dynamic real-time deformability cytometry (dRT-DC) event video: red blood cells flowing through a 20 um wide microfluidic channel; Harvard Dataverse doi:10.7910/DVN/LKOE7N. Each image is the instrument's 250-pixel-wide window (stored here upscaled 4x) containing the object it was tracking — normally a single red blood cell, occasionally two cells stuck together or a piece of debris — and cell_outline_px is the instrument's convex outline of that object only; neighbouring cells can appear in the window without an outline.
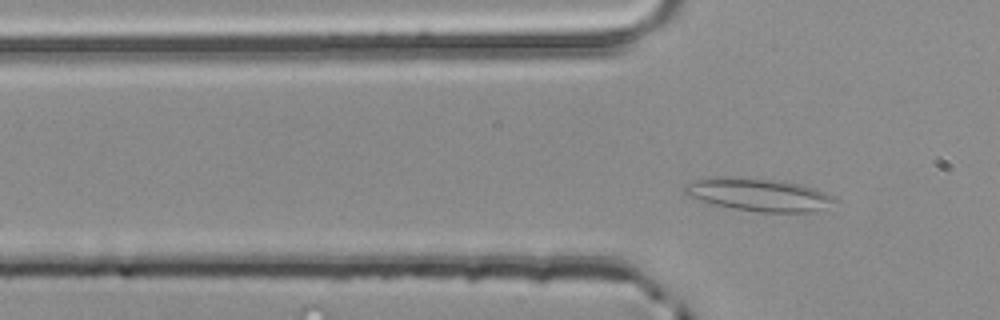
{"species": "common noctule bat (a hibernating species)", "species_latin": "Nyctalus noctula", "temperature_condition": "room temperature", "stored_images_in_passage": 4, "camera_frame_rate_fps": 3000, "um_per_image_px": 0.085, "animal": {"sex": "male", "body_mass_g": 20.4}, "frame": {"image": 1, "passage_image": 4, "time_ms": 1.0, "image_size_px": [1000, 320], "cell_outline_px": [[836, 200], [824, 208], [808, 212], [756, 212], [732, 208], [700, 200], [688, 196], [684, 192], [684, 188], [692, 180], [716, 176], [744, 176], [784, 180], [800, 184], [812, 188], [832, 196]], "centroid_in_image_um": [64.43, 16.51], "position_along_channel_um": 61.4, "area_um2": 28.78}}